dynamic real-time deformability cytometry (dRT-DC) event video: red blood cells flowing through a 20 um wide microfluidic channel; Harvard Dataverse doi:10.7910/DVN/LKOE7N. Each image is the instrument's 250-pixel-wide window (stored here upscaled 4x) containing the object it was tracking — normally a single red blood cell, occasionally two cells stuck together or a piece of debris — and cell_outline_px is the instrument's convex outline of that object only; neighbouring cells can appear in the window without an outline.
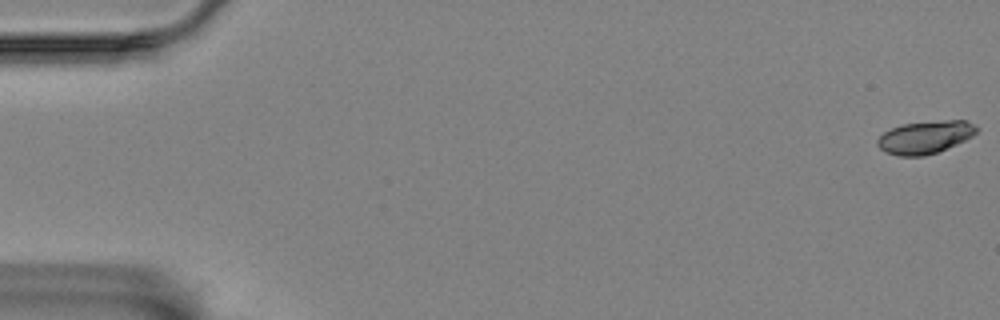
{"species": "Egyptian fruit bat (a non-hibernating species)", "species_latin": "Rousettus aegyptiacus", "temperature_condition": "room temperature", "stored_images_in_passage": 6, "camera_frame_rate_fps": 3000, "um_per_image_px": 0.085, "animal": {"sex": "female"}, "frame": {"image": 1, "passage_image": 1, "time_ms": 0.0, "image_size_px": [1000, 320], "cell_outline_px": [[980, 128], [972, 136], [956, 144], [936, 152], [924, 156], [900, 156], [884, 152], [876, 144], [876, 140], [884, 132], [900, 124], [944, 120], [968, 120], [976, 124]], "centroid_in_image_um": [78.64, 11.65], "position_along_channel_um": 6.4, "area_um2": 19.02}}